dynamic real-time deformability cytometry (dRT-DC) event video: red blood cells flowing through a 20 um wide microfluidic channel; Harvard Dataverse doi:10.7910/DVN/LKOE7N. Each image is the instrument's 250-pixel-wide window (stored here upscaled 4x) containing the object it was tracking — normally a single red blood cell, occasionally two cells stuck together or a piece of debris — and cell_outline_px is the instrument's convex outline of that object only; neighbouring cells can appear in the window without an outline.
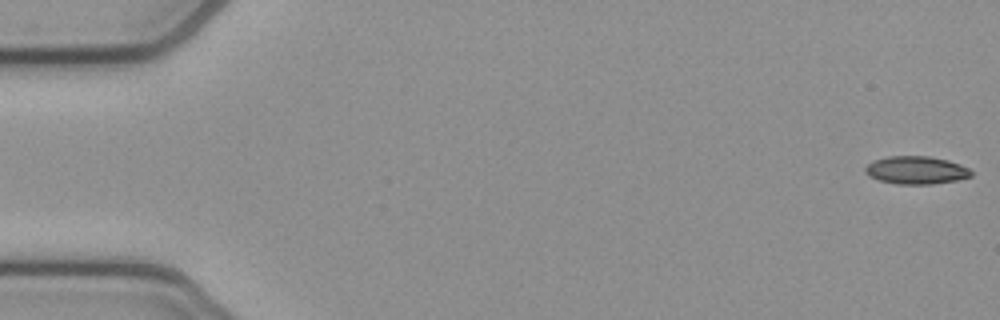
{"species": "common noctule bat (a hibernating species)", "species_latin": "Nyctalus noctula", "temperature_condition": "cold", "stored_images_in_passage": 53, "camera_frame_rate_fps": 3000, "um_per_image_px": 0.085, "animal": {"sex": "female", "body_mass_g": 21.9}, "frame": {"image": 1, "passage_image": 1, "time_ms": 0.0, "image_size_px": [1000, 320], "cell_outline_px": [[972, 176], [956, 180], [932, 184], [896, 184], [880, 180], [868, 176], [864, 172], [864, 168], [872, 160], [888, 156], [928, 156], [948, 160], [960, 164], [968, 168], [972, 172]], "centroid_in_image_um": [77.84, 14.46], "position_along_channel_um": 7.2, "area_um2": 17.28}}
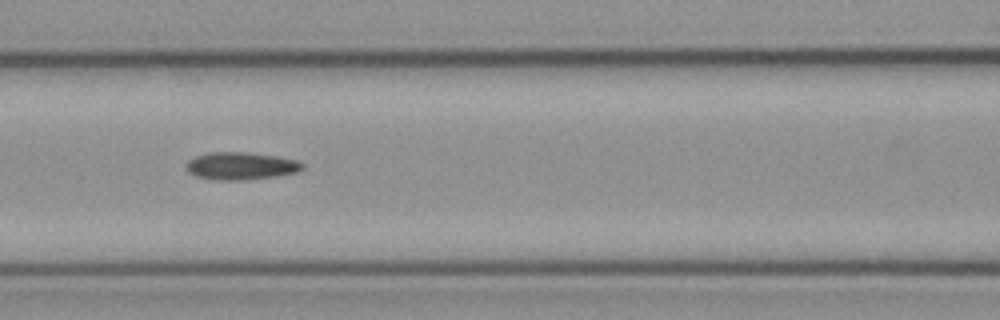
{"frame": {"image": 2, "passage_image": 23, "time_ms": 7.333, "image_size_px": [1000, 320], "cell_outline_px": [[304, 168], [300, 172], [276, 176], [240, 180], [212, 180], [196, 176], [188, 172], [188, 160], [196, 156], [212, 152], [244, 152], [276, 156], [296, 160], [304, 164]], "centroid_in_image_um": [20.51, 14.11], "position_along_channel_um": 146.1, "area_um2": 18.55}}
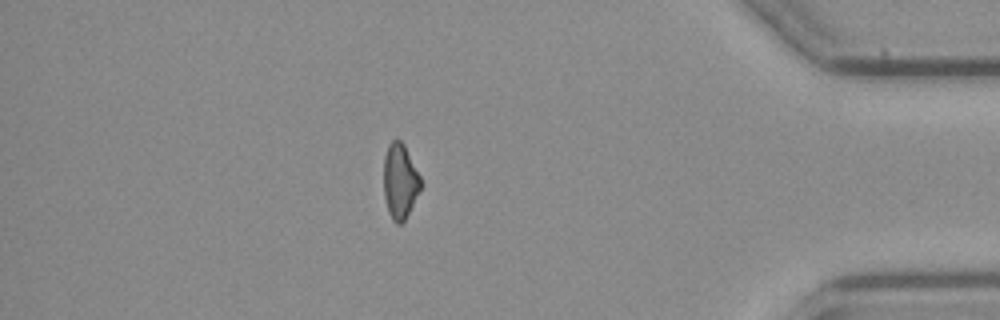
{"frame": {"image": 3, "passage_image": 46, "time_ms": 15.0, "image_size_px": [1000, 320], "cell_outline_px": [[424, 184], [404, 220], [400, 224], [396, 224], [392, 220], [388, 212], [384, 196], [384, 156], [388, 144], [392, 140], [400, 140], [404, 144]], "centroid_in_image_um": [34.01, 15.4], "position_along_channel_um": 401.2, "area_um2": 16.3}, "authors_computed_cell_mechanics": {"area_um2": 17.629, "velocity_mm_per_s": 3.8724, "shape_relaxation_time_tau1_ms": null, "shape_relaxation_time_tau2_ms": 8.969, "deformation_change_tau1": null, "deformation_change_tau2": 0.1892}}